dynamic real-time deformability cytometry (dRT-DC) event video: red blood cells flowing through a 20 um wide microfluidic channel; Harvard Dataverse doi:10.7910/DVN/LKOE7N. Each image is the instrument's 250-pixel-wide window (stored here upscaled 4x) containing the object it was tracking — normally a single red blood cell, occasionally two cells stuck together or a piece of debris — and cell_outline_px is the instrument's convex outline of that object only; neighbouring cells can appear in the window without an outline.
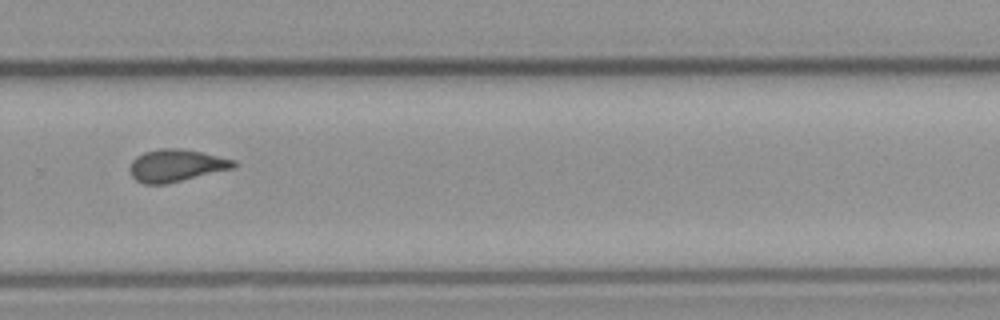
{"species": "common noctule bat (a hibernating species)", "species_latin": "Nyctalus noctula", "temperature_condition": "cold", "stored_images_in_passage": 13, "camera_frame_rate_fps": 3000, "um_per_image_px": 0.085, "animal": {"sex": "male", "body_mass_g": 23.1, "forearm_length_mm": 52.7}, "frame": {"image": 1, "passage_image": 8, "time_ms": 9.0, "image_size_px": [1000, 320], "cell_outline_px": [[236, 168], [168, 184], [144, 184], [136, 180], [132, 176], [128, 168], [132, 160], [136, 156], [144, 152], [160, 148], [180, 148], [200, 152], [236, 160]], "centroid_in_image_um": [14.97, 14.08], "position_along_channel_um": 314.8, "area_um2": 19.83}}
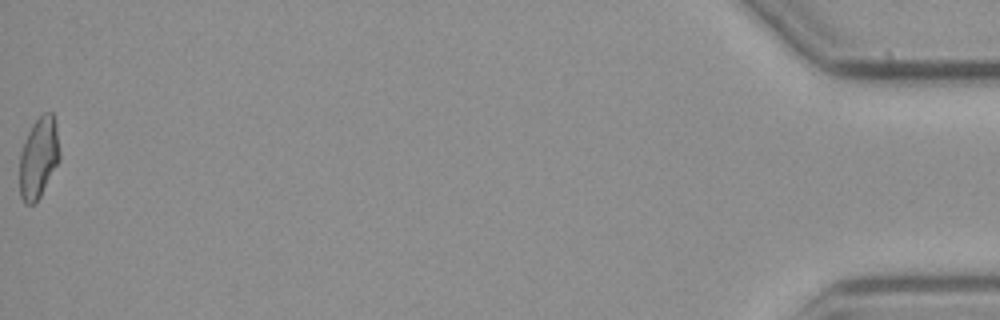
{"frame": {"image": 2, "passage_image": 13, "time_ms": 15.0, "image_size_px": [1000, 320], "cell_outline_px": [[60, 156], [40, 196], [32, 204], [24, 204], [20, 196], [20, 152], [28, 132], [32, 124], [44, 112], [52, 112], [56, 120], [60, 152]], "centroid_in_image_um": [3.28, 13.36], "position_along_channel_um": 431.9, "area_um2": 18.67}, "authors_computed_cell_mechanics": {"area_um2": 15.2014, "velocity_mm_per_s": 3.7222, "shape_relaxation_time_tau1_ms": 9.9332, "shape_relaxation_time_tau2_ms": null, "deformation_change_tau1": 0.2664, "deformation_change_tau2": null}}